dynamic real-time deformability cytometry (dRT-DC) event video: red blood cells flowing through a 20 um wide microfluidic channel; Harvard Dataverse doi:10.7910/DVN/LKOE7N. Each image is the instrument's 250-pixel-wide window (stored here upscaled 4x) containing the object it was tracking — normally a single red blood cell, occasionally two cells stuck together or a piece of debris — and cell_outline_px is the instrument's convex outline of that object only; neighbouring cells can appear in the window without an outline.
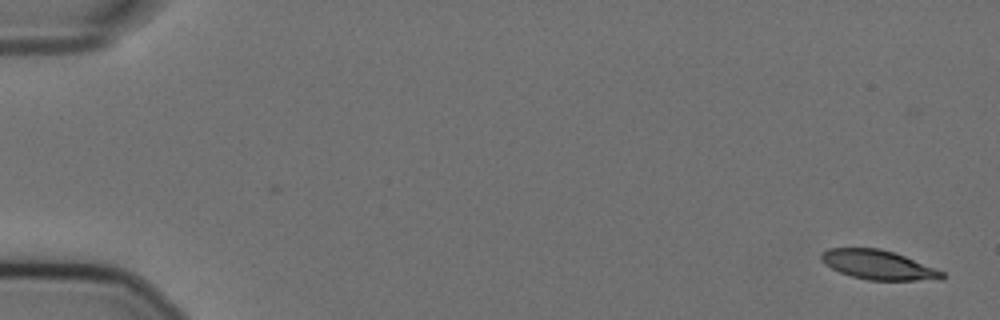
{"species": "Egyptian fruit bat (a non-hibernating species)", "species_latin": "Rousettus aegyptiacus", "temperature_condition": "cold", "stored_images_in_passage": 19, "camera_frame_rate_fps": 3000, "um_per_image_px": 0.085, "animal": {"sex": "female"}, "frame": {"image": 1, "passage_image": 1, "time_ms": 0.0, "image_size_px": [1000, 320], "cell_outline_px": [[948, 276], [944, 280], [868, 280], [852, 276], [840, 272], [824, 264], [820, 260], [820, 252], [828, 248], [880, 248], [904, 256], [944, 272]], "centroid_in_image_um": [74.65, 22.52], "position_along_channel_um": 10.4, "area_um2": 20.69}}
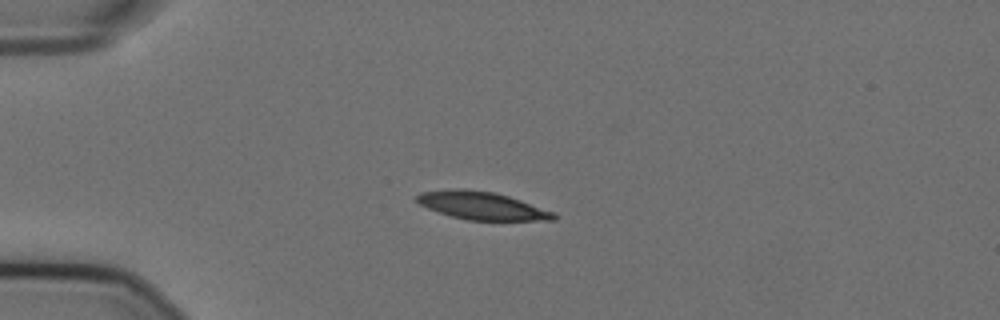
{"frame": {"image": 2, "passage_image": 14, "time_ms": 4.333, "image_size_px": [1000, 320], "cell_outline_px": [[556, 220], [468, 220], [452, 216], [428, 208], [420, 204], [416, 200], [416, 196], [420, 192], [456, 188], [464, 188], [496, 192], [556, 212]], "centroid_in_image_um": [40.98, 17.47], "position_along_channel_um": 44.0, "area_um2": 22.2}}
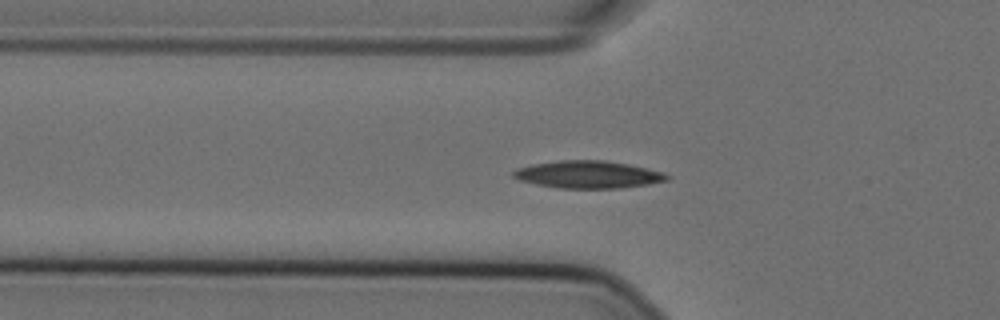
{"frame": {"image": 3, "passage_image": 19, "time_ms": 6.0, "image_size_px": [1000, 320], "cell_outline_px": [[672, 176], [668, 180], [648, 184], [620, 188], [556, 188], [536, 184], [520, 180], [512, 176], [512, 172], [516, 168], [532, 164], [560, 160], [604, 160], [628, 164], [664, 172]], "centroid_in_image_um": [49.99, 14.83], "position_along_channel_um": 75.8, "area_um2": 24.62}}